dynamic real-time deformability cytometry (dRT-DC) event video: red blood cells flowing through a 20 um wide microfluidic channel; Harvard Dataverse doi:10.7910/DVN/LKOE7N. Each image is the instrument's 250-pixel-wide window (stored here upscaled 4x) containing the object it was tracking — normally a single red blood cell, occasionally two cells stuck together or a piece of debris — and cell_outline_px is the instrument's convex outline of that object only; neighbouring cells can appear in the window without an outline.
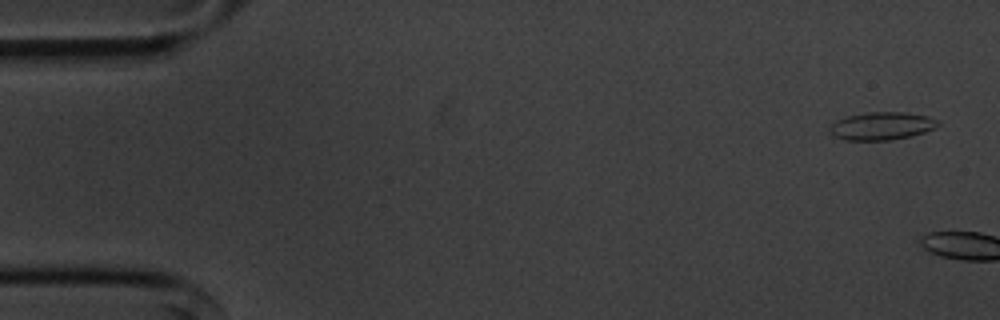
{"species": "common noctule bat (a hibernating species)", "species_latin": "Nyctalus noctula", "temperature_condition": "cold", "stored_images_in_passage": 4, "camera_frame_rate_fps": 3000, "um_per_image_px": 0.085, "animal": {"sex": "male", "body_mass_g": 20.1, "forearm_length_mm": 53.5}, "frame": {"image": 1, "passage_image": 2, "time_ms": 0.333, "image_size_px": [1000, 320], "cell_outline_px": [[940, 124], [924, 132], [892, 140], [844, 140], [828, 132], [828, 128], [836, 120], [848, 116], [868, 112], [904, 112], [928, 116], [940, 120]], "centroid_in_image_um": [74.93, 10.7], "position_along_channel_um": 10.1, "area_um2": 17.51}}